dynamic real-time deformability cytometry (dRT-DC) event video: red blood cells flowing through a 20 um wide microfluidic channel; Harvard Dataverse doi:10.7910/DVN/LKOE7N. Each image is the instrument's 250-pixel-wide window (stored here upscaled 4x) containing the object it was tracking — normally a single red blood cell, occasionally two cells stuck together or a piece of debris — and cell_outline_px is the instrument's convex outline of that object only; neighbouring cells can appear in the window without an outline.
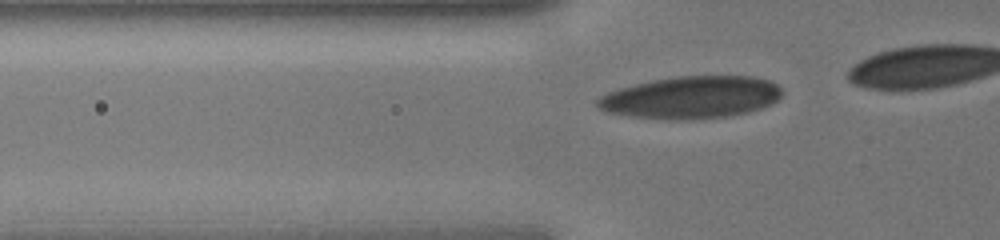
{"species": "human", "species_latin": "Homo sapiens", "temperature_condition": "cold", "stored_images_in_passage": 15, "camera_frame_rate_fps": 3000, "um_per_image_px": 0.085, "donor": {"sex": "male"}, "frame": {"image": 1, "passage_image": 7, "time_ms": 2.0, "image_size_px": [1000, 240], "cell_outline_px": [[780, 96], [772, 104], [748, 112], [728, 116], [692, 120], [668, 120], [628, 116], [608, 112], [600, 108], [596, 104], [596, 100], [600, 96], [608, 92], [620, 88], [652, 80], [676, 76], [756, 76], [768, 80], [776, 84], [780, 88]], "centroid_in_image_um": [58.74, 8.28], "position_along_channel_um": 67.1, "area_um2": 45.55}}
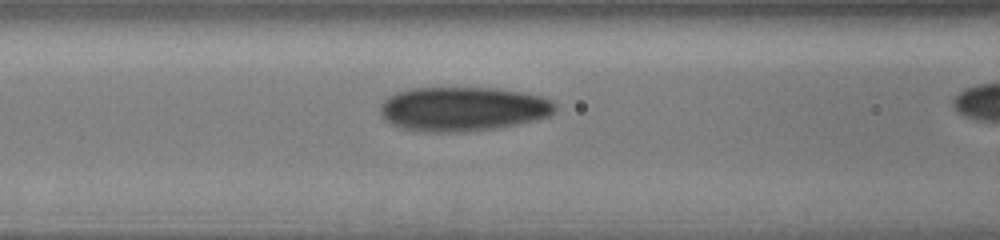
{"frame": {"image": 2, "passage_image": 11, "time_ms": 3.333, "image_size_px": [1000, 240], "cell_outline_px": [[556, 108], [548, 116], [516, 124], [496, 128], [460, 132], [424, 132], [400, 128], [392, 124], [380, 112], [380, 104], [388, 96], [396, 92], [412, 88], [496, 88], [524, 92], [540, 96], [552, 100], [556, 104]], "centroid_in_image_um": [39.32, 9.25], "position_along_channel_um": 127.3, "area_um2": 45.08}}
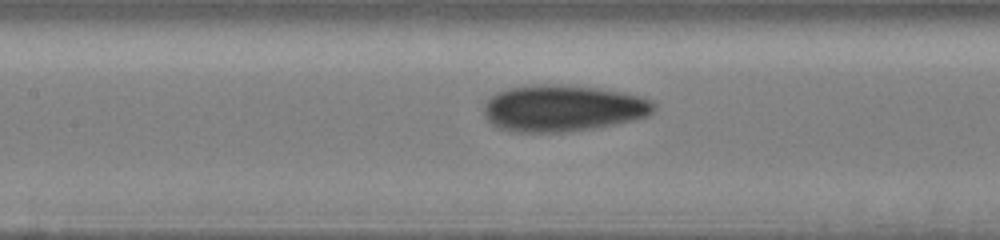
{"frame": {"image": 3, "passage_image": 13, "time_ms": 4.0, "image_size_px": [1000, 240], "cell_outline_px": [[656, 108], [648, 116], [616, 124], [568, 132], [512, 132], [496, 128], [484, 116], [484, 104], [496, 92], [508, 88], [536, 84], [564, 84], [596, 88], [620, 92], [640, 96], [652, 100], [656, 104]], "centroid_in_image_um": [47.82, 9.2], "position_along_channel_um": 159.6, "area_um2": 46.41}}